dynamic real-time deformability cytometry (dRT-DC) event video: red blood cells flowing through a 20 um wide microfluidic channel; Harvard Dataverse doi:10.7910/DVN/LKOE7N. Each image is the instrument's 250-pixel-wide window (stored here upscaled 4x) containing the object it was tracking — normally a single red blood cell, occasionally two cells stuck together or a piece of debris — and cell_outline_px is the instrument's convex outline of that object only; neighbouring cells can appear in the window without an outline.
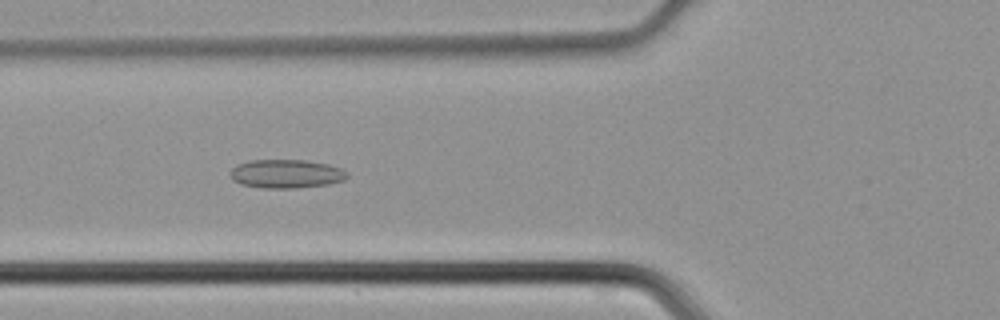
{"species": "common noctule bat (a hibernating species)", "species_latin": "Nyctalus noctula", "temperature_condition": "cold", "stored_images_in_passage": 32, "camera_frame_rate_fps": 3000, "um_per_image_px": 0.085, "animal": {"sex": "male", "body_mass_g": 21.5, "forearm_length_mm": 52.0}, "frame": {"image": 1, "passage_image": 3, "time_ms": 0.667, "image_size_px": [1000, 320], "cell_outline_px": [[348, 176], [344, 180], [328, 184], [296, 188], [264, 188], [240, 184], [232, 180], [228, 172], [236, 164], [248, 160], [308, 160], [328, 164], [340, 168], [348, 172]], "centroid_in_image_um": [24.29, 14.77], "position_along_channel_um": 101.5, "area_um2": 19.77}}
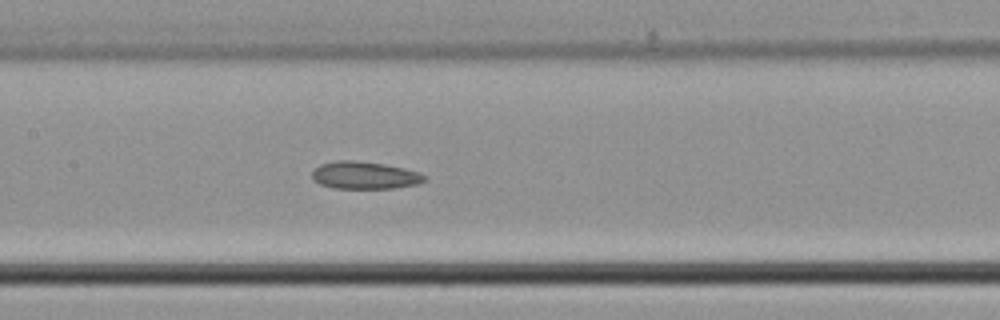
{"frame": {"image": 2, "passage_image": 8, "time_ms": 2.333, "image_size_px": [1000, 320], "cell_outline_px": [[424, 180], [416, 184], [392, 188], [336, 188], [320, 184], [312, 180], [312, 172], [320, 164], [336, 160], [352, 160], [384, 164], [404, 168], [416, 172], [424, 176]], "centroid_in_image_um": [30.92, 14.89], "position_along_channel_um": 176.5, "area_um2": 17.69}}
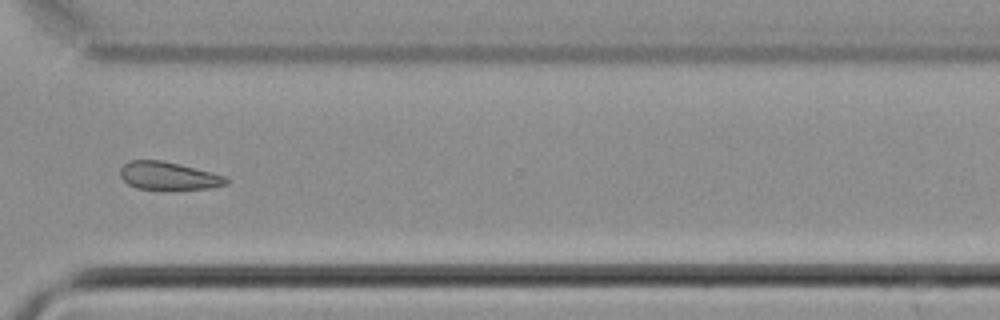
{"frame": {"image": 3, "passage_image": 20, "time_ms": 6.333, "image_size_px": [1000, 320], "cell_outline_px": [[228, 184], [208, 188], [136, 188], [128, 184], [120, 176], [120, 168], [128, 160], [164, 160], [212, 172], [224, 176], [228, 180]], "centroid_in_image_um": [14.29, 14.91], "position_along_channel_um": 356.3, "area_um2": 16.94}}